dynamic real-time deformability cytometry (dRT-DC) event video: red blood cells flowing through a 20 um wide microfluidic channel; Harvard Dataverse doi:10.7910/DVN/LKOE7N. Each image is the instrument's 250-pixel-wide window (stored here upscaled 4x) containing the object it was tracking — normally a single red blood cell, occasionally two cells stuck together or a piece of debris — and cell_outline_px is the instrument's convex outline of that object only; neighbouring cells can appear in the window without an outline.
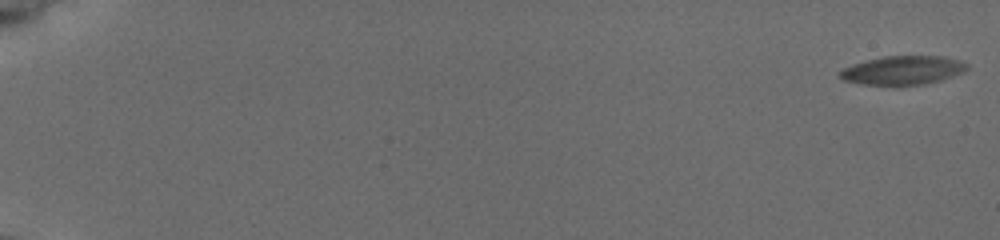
{"species": "common noctule bat (a hibernating species)", "species_latin": "Nyctalus noctula", "temperature_condition": "cold", "stored_images_in_passage": 59, "camera_frame_rate_fps": 3000, "um_per_image_px": 0.085, "animal": {"sex": "female", "body_mass_g": 19.5, "forearm_length_mm": 54.1}, "frame": {"image": 1, "passage_image": 1, "time_ms": 0.0, "image_size_px": [1000, 240], "cell_outline_px": [[968, 68], [960, 72], [940, 80], [924, 84], [892, 88], [860, 84], [844, 80], [840, 76], [840, 72], [844, 68], [852, 64], [864, 60], [884, 56], [940, 56], [956, 60], [968, 64]], "centroid_in_image_um": [76.65, 6.01], "position_along_channel_um": 8.3, "area_um2": 21.68}}
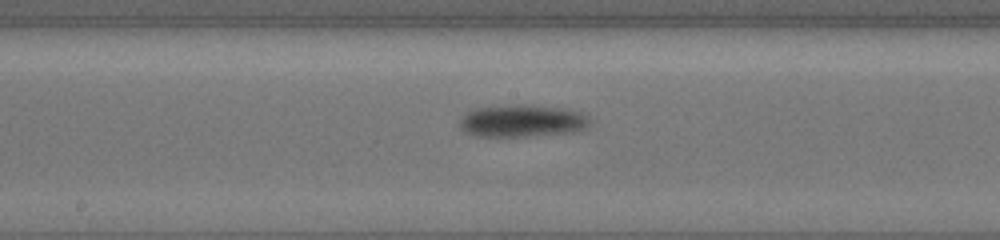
{"frame": {"image": 2, "passage_image": 34, "time_ms": 11.0, "image_size_px": [1000, 240], "cell_outline_px": [[588, 128], [572, 132], [528, 136], [472, 136], [464, 132], [460, 128], [460, 116], [476, 108], [560, 108], [580, 112], [588, 116]], "centroid_in_image_um": [44.35, 10.35], "position_along_channel_um": 203.8, "area_um2": 23.18}}
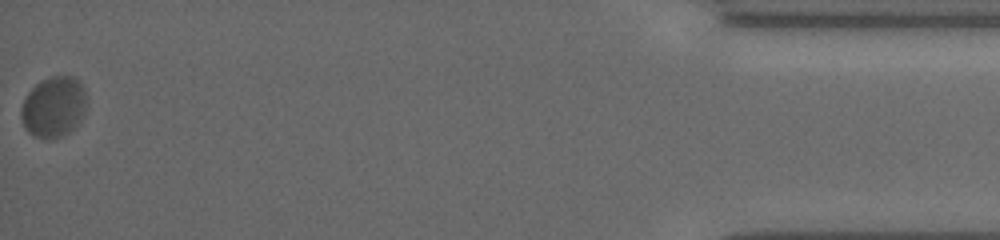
{"frame": {"image": 3, "passage_image": 59, "time_ms": 19.333, "image_size_px": [1000, 240], "cell_outline_px": [[84, 108], [80, 120], [68, 132], [60, 136], [32, 136], [24, 128], [20, 116], [20, 108], [24, 96], [40, 80], [52, 76], [72, 76], [80, 80], [84, 88]], "centroid_in_image_um": [4.5, 9.04], "position_along_channel_um": 430.7, "area_um2": 22.83}, "authors_computed_cell_mechanics": {"area_um2": 22.1374, "velocity_mm_per_s": 3.66, "shape_relaxation_time_tau1_ms": 4.5276, "shape_relaxation_time_tau2_ms": null, "deformation_change_tau1": 0.0782, "deformation_change_tau2": null}}